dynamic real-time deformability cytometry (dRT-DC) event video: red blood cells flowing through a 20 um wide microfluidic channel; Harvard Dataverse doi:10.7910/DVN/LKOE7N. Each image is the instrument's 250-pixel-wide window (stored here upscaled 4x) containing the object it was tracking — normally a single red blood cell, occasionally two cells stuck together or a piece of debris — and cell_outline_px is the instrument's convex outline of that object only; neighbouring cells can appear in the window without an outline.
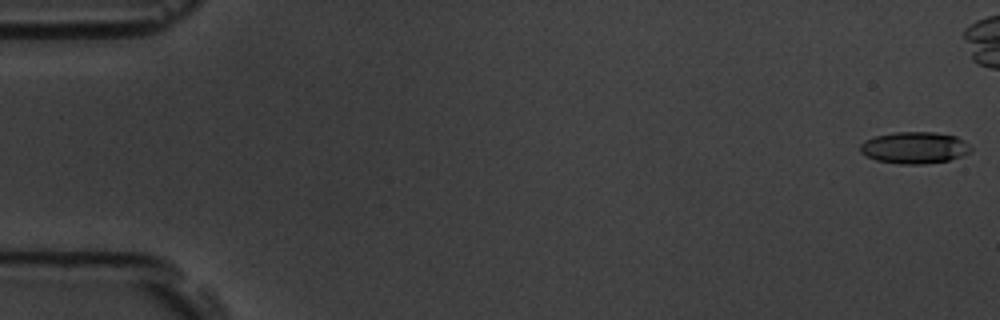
{"species": "common noctule bat (a hibernating species)", "species_latin": "Nyctalus noctula", "temperature_condition": "room temperature", "stored_images_in_passage": 47, "camera_frame_rate_fps": 3000, "um_per_image_px": 0.085, "animal": {"sex": "male", "body_mass_g": 19.5, "forearm_length_mm": 54.6}, "frame": {"image": 1, "passage_image": 1, "time_ms": 0.0, "image_size_px": [1000, 320], "cell_outline_px": [[972, 152], [948, 160], [924, 164], [900, 164], [876, 160], [860, 152], [860, 144], [864, 140], [876, 136], [896, 132], [932, 132], [956, 136], [964, 140], [972, 148]], "centroid_in_image_um": [77.74, 12.55], "position_along_channel_um": 7.3, "area_um2": 20.4}}
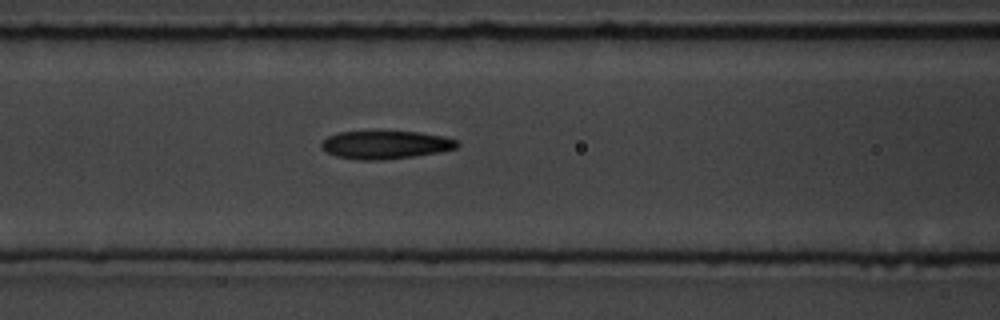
{"frame": {"image": 2, "passage_image": 24, "time_ms": 7.667, "image_size_px": [1000, 320], "cell_outline_px": [[460, 144], [456, 148], [440, 152], [412, 156], [380, 160], [360, 160], [336, 156], [320, 148], [320, 144], [328, 136], [340, 132], [420, 132], [444, 136], [456, 140]], "centroid_in_image_um": [32.77, 12.31], "position_along_channel_um": 133.8, "area_um2": 22.02}}
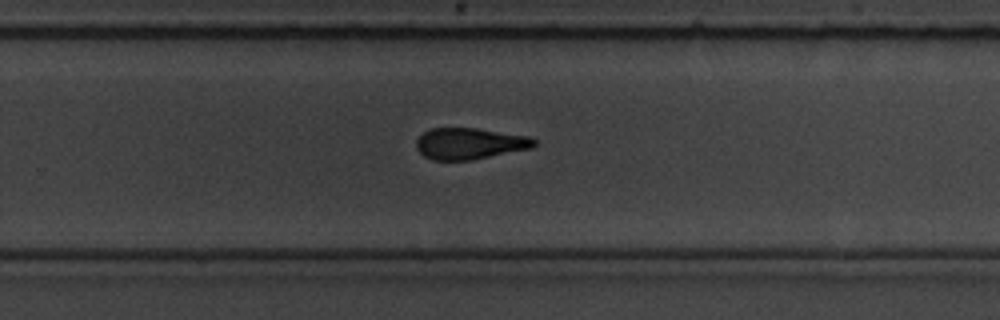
{"frame": {"image": 3, "passage_image": 37, "time_ms": 12.0, "image_size_px": [1000, 320], "cell_outline_px": [[536, 144], [532, 148], [472, 160], [432, 160], [424, 156], [416, 148], [416, 140], [428, 128], [476, 128], [528, 136], [536, 140]], "centroid_in_image_um": [39.91, 12.2], "position_along_channel_um": 289.9, "area_um2": 21.56}}